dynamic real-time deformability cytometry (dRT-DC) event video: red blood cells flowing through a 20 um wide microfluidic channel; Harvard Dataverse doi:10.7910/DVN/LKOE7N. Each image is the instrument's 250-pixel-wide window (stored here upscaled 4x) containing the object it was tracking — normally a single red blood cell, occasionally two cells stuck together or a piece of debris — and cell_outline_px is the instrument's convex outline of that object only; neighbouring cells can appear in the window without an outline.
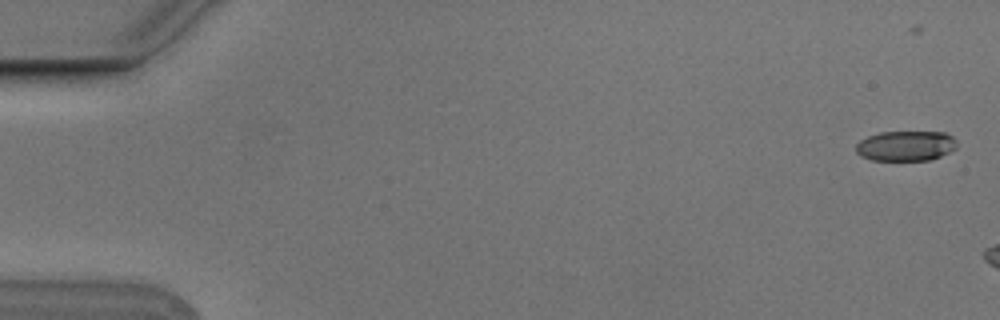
{"species": "Egyptian fruit bat (a non-hibernating species)", "species_latin": "Rousettus aegyptiacus", "temperature_condition": "cold", "stored_images_in_passage": 3, "camera_frame_rate_fps": 3000, "um_per_image_px": 0.085, "animal": {"sex": "male"}, "frame": {"image": 1, "passage_image": 1, "time_ms": 0.0, "image_size_px": [1000, 320], "cell_outline_px": [[956, 148], [940, 156], [928, 160], [872, 160], [860, 156], [856, 152], [856, 144], [860, 140], [868, 136], [880, 132], [944, 132], [952, 136], [956, 140]], "centroid_in_image_um": [76.97, 12.39], "position_along_channel_um": 8.0, "area_um2": 17.69}}